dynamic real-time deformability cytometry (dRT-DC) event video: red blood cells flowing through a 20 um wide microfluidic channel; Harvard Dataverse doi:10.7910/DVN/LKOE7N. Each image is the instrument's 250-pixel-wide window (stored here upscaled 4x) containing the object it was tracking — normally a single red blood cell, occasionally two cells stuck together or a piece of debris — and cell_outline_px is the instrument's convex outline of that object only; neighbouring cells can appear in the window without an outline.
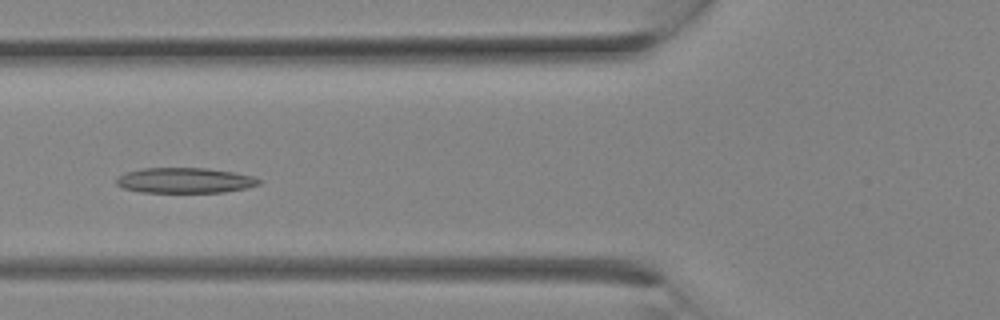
{"species": "Egyptian fruit bat (a non-hibernating species)", "species_latin": "Rousettus aegyptiacus", "temperature_condition": "room temperature", "stored_images_in_passage": 19, "camera_frame_rate_fps": 3000, "um_per_image_px": 0.085, "animal": {"sex": "female"}, "frame": {"image": 1, "passage_image": 11, "time_ms": 3.333, "image_size_px": [1000, 320], "cell_outline_px": [[260, 184], [244, 188], [224, 192], [140, 192], [124, 188], [116, 184], [116, 176], [124, 172], [140, 168], [208, 168], [232, 172], [252, 176], [260, 180]], "centroid_in_image_um": [15.64, 15.32], "position_along_channel_um": 110.2, "area_um2": 21.04}}
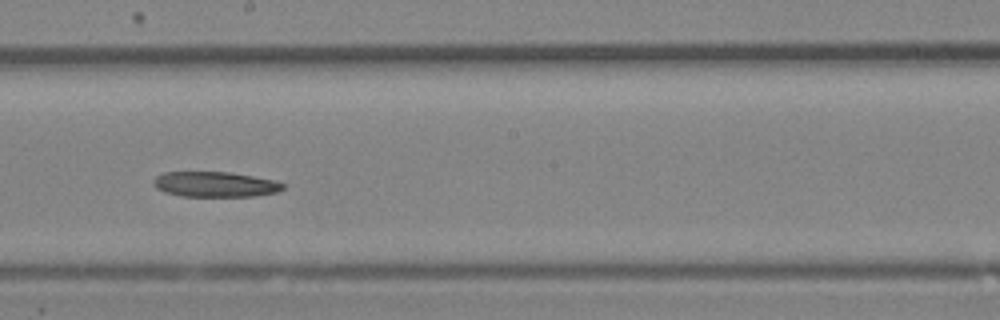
{"frame": {"image": 2, "passage_image": 16, "time_ms": 5.0, "image_size_px": [1000, 320], "cell_outline_px": [[284, 188], [276, 192], [252, 196], [180, 196], [164, 192], [156, 188], [152, 184], [152, 180], [156, 176], [164, 172], [228, 172], [252, 176], [272, 180], [284, 184]], "centroid_in_image_um": [18.21, 15.67], "position_along_channel_um": 230.0, "area_um2": 18.96}}
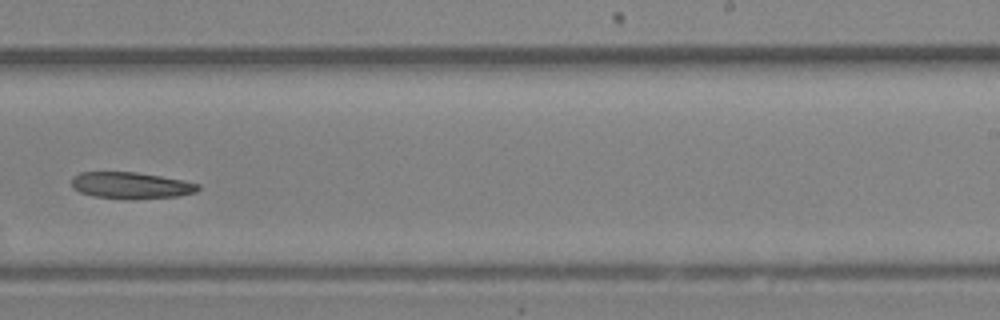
{"frame": {"image": 3, "passage_image": 18, "time_ms": 5.667, "image_size_px": [1000, 320], "cell_outline_px": [[200, 188], [196, 192], [176, 196], [92, 196], [80, 192], [72, 188], [72, 176], [80, 172], [136, 172], [184, 180], [200, 184]], "centroid_in_image_um": [11.11, 15.7], "position_along_channel_um": 277.9, "area_um2": 18.55}}